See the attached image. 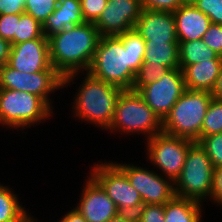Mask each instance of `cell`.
<instances>
[{"label":"cell","instance_id":"cell-19","mask_svg":"<svg viewBox=\"0 0 222 222\" xmlns=\"http://www.w3.org/2000/svg\"><path fill=\"white\" fill-rule=\"evenodd\" d=\"M222 59L201 61L183 70L186 89L211 92L216 84Z\"/></svg>","mask_w":222,"mask_h":222},{"label":"cell","instance_id":"cell-23","mask_svg":"<svg viewBox=\"0 0 222 222\" xmlns=\"http://www.w3.org/2000/svg\"><path fill=\"white\" fill-rule=\"evenodd\" d=\"M179 42V66L183 71L187 66L211 59H222L214 50L208 47L202 39Z\"/></svg>","mask_w":222,"mask_h":222},{"label":"cell","instance_id":"cell-40","mask_svg":"<svg viewBox=\"0 0 222 222\" xmlns=\"http://www.w3.org/2000/svg\"><path fill=\"white\" fill-rule=\"evenodd\" d=\"M108 222H137L136 215L118 213L116 216L111 218Z\"/></svg>","mask_w":222,"mask_h":222},{"label":"cell","instance_id":"cell-38","mask_svg":"<svg viewBox=\"0 0 222 222\" xmlns=\"http://www.w3.org/2000/svg\"><path fill=\"white\" fill-rule=\"evenodd\" d=\"M58 222H87L83 216L72 206V208L65 212Z\"/></svg>","mask_w":222,"mask_h":222},{"label":"cell","instance_id":"cell-30","mask_svg":"<svg viewBox=\"0 0 222 222\" xmlns=\"http://www.w3.org/2000/svg\"><path fill=\"white\" fill-rule=\"evenodd\" d=\"M136 217L137 222H164V204H144Z\"/></svg>","mask_w":222,"mask_h":222},{"label":"cell","instance_id":"cell-15","mask_svg":"<svg viewBox=\"0 0 222 222\" xmlns=\"http://www.w3.org/2000/svg\"><path fill=\"white\" fill-rule=\"evenodd\" d=\"M86 177L88 178L84 179L85 184L78 196L79 203L74 208L87 222H108L118 214L117 207L90 175Z\"/></svg>","mask_w":222,"mask_h":222},{"label":"cell","instance_id":"cell-8","mask_svg":"<svg viewBox=\"0 0 222 222\" xmlns=\"http://www.w3.org/2000/svg\"><path fill=\"white\" fill-rule=\"evenodd\" d=\"M88 173L113 200L118 213L137 215L144 205L139 192L130 184L126 174L113 161H98Z\"/></svg>","mask_w":222,"mask_h":222},{"label":"cell","instance_id":"cell-36","mask_svg":"<svg viewBox=\"0 0 222 222\" xmlns=\"http://www.w3.org/2000/svg\"><path fill=\"white\" fill-rule=\"evenodd\" d=\"M26 0H0V15L25 13Z\"/></svg>","mask_w":222,"mask_h":222},{"label":"cell","instance_id":"cell-1","mask_svg":"<svg viewBox=\"0 0 222 222\" xmlns=\"http://www.w3.org/2000/svg\"><path fill=\"white\" fill-rule=\"evenodd\" d=\"M145 49V40L135 29L118 36H102L87 72L122 90H131Z\"/></svg>","mask_w":222,"mask_h":222},{"label":"cell","instance_id":"cell-39","mask_svg":"<svg viewBox=\"0 0 222 222\" xmlns=\"http://www.w3.org/2000/svg\"><path fill=\"white\" fill-rule=\"evenodd\" d=\"M211 95L213 96L214 99L222 100V66L220 68L216 84L213 90L211 91Z\"/></svg>","mask_w":222,"mask_h":222},{"label":"cell","instance_id":"cell-21","mask_svg":"<svg viewBox=\"0 0 222 222\" xmlns=\"http://www.w3.org/2000/svg\"><path fill=\"white\" fill-rule=\"evenodd\" d=\"M145 55L142 64L164 65L169 70L179 66V42H152L145 40Z\"/></svg>","mask_w":222,"mask_h":222},{"label":"cell","instance_id":"cell-3","mask_svg":"<svg viewBox=\"0 0 222 222\" xmlns=\"http://www.w3.org/2000/svg\"><path fill=\"white\" fill-rule=\"evenodd\" d=\"M82 74L83 80L79 88H76L77 92L71 103L72 116L75 120L94 124V127H100L108 133L122 89L93 77L87 71Z\"/></svg>","mask_w":222,"mask_h":222},{"label":"cell","instance_id":"cell-16","mask_svg":"<svg viewBox=\"0 0 222 222\" xmlns=\"http://www.w3.org/2000/svg\"><path fill=\"white\" fill-rule=\"evenodd\" d=\"M134 29L144 40L152 42H178L175 18L170 11L142 9Z\"/></svg>","mask_w":222,"mask_h":222},{"label":"cell","instance_id":"cell-2","mask_svg":"<svg viewBox=\"0 0 222 222\" xmlns=\"http://www.w3.org/2000/svg\"><path fill=\"white\" fill-rule=\"evenodd\" d=\"M100 37L97 27L89 22L67 27L48 37L50 63L63 77V89L89 70Z\"/></svg>","mask_w":222,"mask_h":222},{"label":"cell","instance_id":"cell-25","mask_svg":"<svg viewBox=\"0 0 222 222\" xmlns=\"http://www.w3.org/2000/svg\"><path fill=\"white\" fill-rule=\"evenodd\" d=\"M222 132V100L210 101L202 124L200 138Z\"/></svg>","mask_w":222,"mask_h":222},{"label":"cell","instance_id":"cell-35","mask_svg":"<svg viewBox=\"0 0 222 222\" xmlns=\"http://www.w3.org/2000/svg\"><path fill=\"white\" fill-rule=\"evenodd\" d=\"M210 201L222 209V166L213 170V186Z\"/></svg>","mask_w":222,"mask_h":222},{"label":"cell","instance_id":"cell-4","mask_svg":"<svg viewBox=\"0 0 222 222\" xmlns=\"http://www.w3.org/2000/svg\"><path fill=\"white\" fill-rule=\"evenodd\" d=\"M112 134L144 135L143 141L163 132L162 121L136 91L122 90L113 120L108 129ZM118 132V133H117ZM116 133V134H115ZM145 139V140H144Z\"/></svg>","mask_w":222,"mask_h":222},{"label":"cell","instance_id":"cell-12","mask_svg":"<svg viewBox=\"0 0 222 222\" xmlns=\"http://www.w3.org/2000/svg\"><path fill=\"white\" fill-rule=\"evenodd\" d=\"M185 90L183 71L175 68L168 70L160 80L142 87L138 93L163 121Z\"/></svg>","mask_w":222,"mask_h":222},{"label":"cell","instance_id":"cell-22","mask_svg":"<svg viewBox=\"0 0 222 222\" xmlns=\"http://www.w3.org/2000/svg\"><path fill=\"white\" fill-rule=\"evenodd\" d=\"M0 182V222H29L34 216L22 206L14 189Z\"/></svg>","mask_w":222,"mask_h":222},{"label":"cell","instance_id":"cell-9","mask_svg":"<svg viewBox=\"0 0 222 222\" xmlns=\"http://www.w3.org/2000/svg\"><path fill=\"white\" fill-rule=\"evenodd\" d=\"M145 143V154L151 168L158 169L164 177L173 182L180 176L189 147L194 143L186 138L161 132L149 138Z\"/></svg>","mask_w":222,"mask_h":222},{"label":"cell","instance_id":"cell-32","mask_svg":"<svg viewBox=\"0 0 222 222\" xmlns=\"http://www.w3.org/2000/svg\"><path fill=\"white\" fill-rule=\"evenodd\" d=\"M202 40L222 57V25L211 23Z\"/></svg>","mask_w":222,"mask_h":222},{"label":"cell","instance_id":"cell-37","mask_svg":"<svg viewBox=\"0 0 222 222\" xmlns=\"http://www.w3.org/2000/svg\"><path fill=\"white\" fill-rule=\"evenodd\" d=\"M11 44L0 37V67L8 64Z\"/></svg>","mask_w":222,"mask_h":222},{"label":"cell","instance_id":"cell-24","mask_svg":"<svg viewBox=\"0 0 222 222\" xmlns=\"http://www.w3.org/2000/svg\"><path fill=\"white\" fill-rule=\"evenodd\" d=\"M43 35L42 24L31 15L23 13L17 21V34L10 41L11 45L40 38Z\"/></svg>","mask_w":222,"mask_h":222},{"label":"cell","instance_id":"cell-6","mask_svg":"<svg viewBox=\"0 0 222 222\" xmlns=\"http://www.w3.org/2000/svg\"><path fill=\"white\" fill-rule=\"evenodd\" d=\"M212 98L209 91L186 89L162 121L163 132L197 142Z\"/></svg>","mask_w":222,"mask_h":222},{"label":"cell","instance_id":"cell-7","mask_svg":"<svg viewBox=\"0 0 222 222\" xmlns=\"http://www.w3.org/2000/svg\"><path fill=\"white\" fill-rule=\"evenodd\" d=\"M213 170L214 167L205 150L198 142H194L188 149L181 174L174 182L175 196L201 203L206 199L210 201Z\"/></svg>","mask_w":222,"mask_h":222},{"label":"cell","instance_id":"cell-27","mask_svg":"<svg viewBox=\"0 0 222 222\" xmlns=\"http://www.w3.org/2000/svg\"><path fill=\"white\" fill-rule=\"evenodd\" d=\"M58 0H26L25 13L42 25L57 7Z\"/></svg>","mask_w":222,"mask_h":222},{"label":"cell","instance_id":"cell-34","mask_svg":"<svg viewBox=\"0 0 222 222\" xmlns=\"http://www.w3.org/2000/svg\"><path fill=\"white\" fill-rule=\"evenodd\" d=\"M143 9L153 11H176L187 0H140Z\"/></svg>","mask_w":222,"mask_h":222},{"label":"cell","instance_id":"cell-11","mask_svg":"<svg viewBox=\"0 0 222 222\" xmlns=\"http://www.w3.org/2000/svg\"><path fill=\"white\" fill-rule=\"evenodd\" d=\"M139 192L144 204H166L174 196V182L159 172L138 164L115 162Z\"/></svg>","mask_w":222,"mask_h":222},{"label":"cell","instance_id":"cell-31","mask_svg":"<svg viewBox=\"0 0 222 222\" xmlns=\"http://www.w3.org/2000/svg\"><path fill=\"white\" fill-rule=\"evenodd\" d=\"M84 22L95 23L104 8L107 0H80Z\"/></svg>","mask_w":222,"mask_h":222},{"label":"cell","instance_id":"cell-13","mask_svg":"<svg viewBox=\"0 0 222 222\" xmlns=\"http://www.w3.org/2000/svg\"><path fill=\"white\" fill-rule=\"evenodd\" d=\"M140 0H107L106 7L94 23L100 36H118L134 29L142 12Z\"/></svg>","mask_w":222,"mask_h":222},{"label":"cell","instance_id":"cell-10","mask_svg":"<svg viewBox=\"0 0 222 222\" xmlns=\"http://www.w3.org/2000/svg\"><path fill=\"white\" fill-rule=\"evenodd\" d=\"M63 88V77L57 71L19 72L8 64L0 67V89H12L41 97L52 109L51 94ZM51 97V98H50Z\"/></svg>","mask_w":222,"mask_h":222},{"label":"cell","instance_id":"cell-20","mask_svg":"<svg viewBox=\"0 0 222 222\" xmlns=\"http://www.w3.org/2000/svg\"><path fill=\"white\" fill-rule=\"evenodd\" d=\"M203 206L193 199L174 196L164 204V222H202Z\"/></svg>","mask_w":222,"mask_h":222},{"label":"cell","instance_id":"cell-29","mask_svg":"<svg viewBox=\"0 0 222 222\" xmlns=\"http://www.w3.org/2000/svg\"><path fill=\"white\" fill-rule=\"evenodd\" d=\"M198 10L211 20L212 24L222 25V0H189Z\"/></svg>","mask_w":222,"mask_h":222},{"label":"cell","instance_id":"cell-28","mask_svg":"<svg viewBox=\"0 0 222 222\" xmlns=\"http://www.w3.org/2000/svg\"><path fill=\"white\" fill-rule=\"evenodd\" d=\"M197 142L207 153L214 168L222 166V132L204 136Z\"/></svg>","mask_w":222,"mask_h":222},{"label":"cell","instance_id":"cell-41","mask_svg":"<svg viewBox=\"0 0 222 222\" xmlns=\"http://www.w3.org/2000/svg\"><path fill=\"white\" fill-rule=\"evenodd\" d=\"M29 222H38V220L35 217H33Z\"/></svg>","mask_w":222,"mask_h":222},{"label":"cell","instance_id":"cell-5","mask_svg":"<svg viewBox=\"0 0 222 222\" xmlns=\"http://www.w3.org/2000/svg\"><path fill=\"white\" fill-rule=\"evenodd\" d=\"M53 109L39 96L12 89H0V126L23 131L53 117ZM35 124V125H34Z\"/></svg>","mask_w":222,"mask_h":222},{"label":"cell","instance_id":"cell-14","mask_svg":"<svg viewBox=\"0 0 222 222\" xmlns=\"http://www.w3.org/2000/svg\"><path fill=\"white\" fill-rule=\"evenodd\" d=\"M8 65L23 73L56 71L49 58L48 38H40L11 45Z\"/></svg>","mask_w":222,"mask_h":222},{"label":"cell","instance_id":"cell-17","mask_svg":"<svg viewBox=\"0 0 222 222\" xmlns=\"http://www.w3.org/2000/svg\"><path fill=\"white\" fill-rule=\"evenodd\" d=\"M178 41H195L202 39L211 20L198 10L189 0L173 12Z\"/></svg>","mask_w":222,"mask_h":222},{"label":"cell","instance_id":"cell-26","mask_svg":"<svg viewBox=\"0 0 222 222\" xmlns=\"http://www.w3.org/2000/svg\"><path fill=\"white\" fill-rule=\"evenodd\" d=\"M168 68L164 65L142 64L135 75L132 91L138 92L142 87L147 86L168 72Z\"/></svg>","mask_w":222,"mask_h":222},{"label":"cell","instance_id":"cell-18","mask_svg":"<svg viewBox=\"0 0 222 222\" xmlns=\"http://www.w3.org/2000/svg\"><path fill=\"white\" fill-rule=\"evenodd\" d=\"M84 22L80 0H58L55 11L42 25L43 34L49 36L61 32L67 27Z\"/></svg>","mask_w":222,"mask_h":222},{"label":"cell","instance_id":"cell-33","mask_svg":"<svg viewBox=\"0 0 222 222\" xmlns=\"http://www.w3.org/2000/svg\"><path fill=\"white\" fill-rule=\"evenodd\" d=\"M21 14H4L0 15V37L11 41L14 34H17V21Z\"/></svg>","mask_w":222,"mask_h":222}]
</instances>
